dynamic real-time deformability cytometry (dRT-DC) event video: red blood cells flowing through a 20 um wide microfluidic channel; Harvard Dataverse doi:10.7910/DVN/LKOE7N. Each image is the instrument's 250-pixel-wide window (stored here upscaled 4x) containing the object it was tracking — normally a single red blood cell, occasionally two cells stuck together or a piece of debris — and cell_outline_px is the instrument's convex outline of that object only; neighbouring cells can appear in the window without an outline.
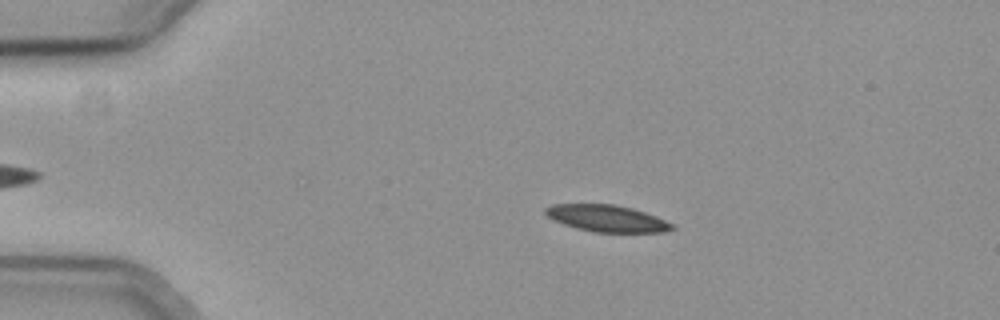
{"species": "common noctule bat (a hibernating species)", "species_latin": "Nyctalus noctula", "temperature_condition": "cold", "stored_images_in_passage": 30, "camera_frame_rate_fps": 3000, "um_per_image_px": 0.085, "animal": {"sex": "female", "body_mass_g": 19.3, "forearm_length_mm": 54.1}, "frame": {"image": 1, "passage_image": 12, "time_ms": 3.667, "image_size_px": [1000, 320], "cell_outline_px": [[676, 228], [664, 232], [592, 232], [576, 228], [552, 220], [544, 212], [544, 208], [552, 204], [612, 204], [632, 208], [656, 216], [676, 224]], "centroid_in_image_um": [51.6, 18.56], "position_along_channel_um": 33.4, "area_um2": 19.88}}
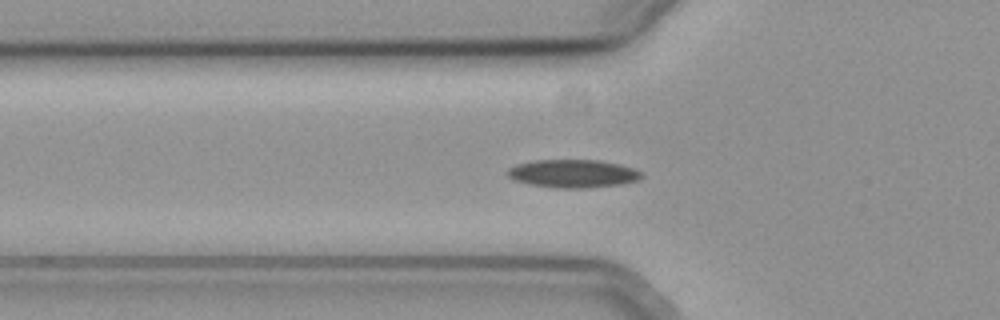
{"frame": {"image": 2, "passage_image": 20, "time_ms": 6.333, "image_size_px": [1000, 320], "cell_outline_px": [[644, 176], [640, 180], [620, 184], [584, 188], [556, 188], [528, 184], [512, 180], [508, 176], [508, 168], [516, 164], [532, 160], [600, 160], [620, 164], [636, 168], [644, 172]], "centroid_in_image_um": [48.74, 14.75], "position_along_channel_um": 77.1, "area_um2": 22.31}}
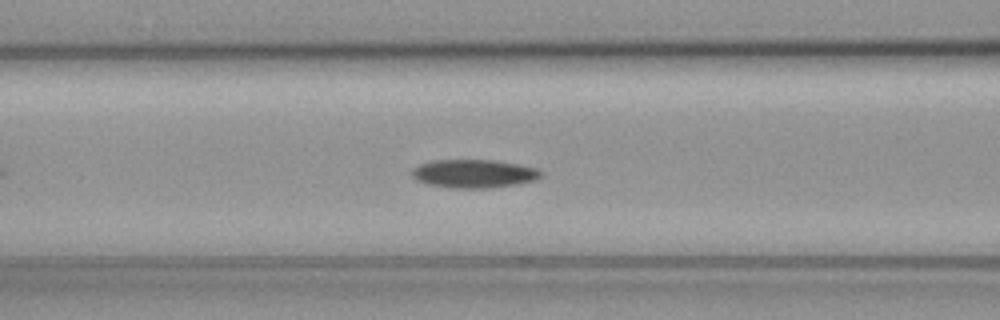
{"frame": {"image": 3, "passage_image": 24, "time_ms": 7.667, "image_size_px": [1000, 320], "cell_outline_px": [[544, 172], [536, 180], [516, 184], [488, 188], [448, 188], [428, 184], [416, 180], [412, 176], [412, 168], [420, 164], [432, 160], [496, 160], [520, 164], [536, 168]], "centroid_in_image_um": [40.28, 14.76], "position_along_channel_um": 126.3, "area_um2": 21.5}}